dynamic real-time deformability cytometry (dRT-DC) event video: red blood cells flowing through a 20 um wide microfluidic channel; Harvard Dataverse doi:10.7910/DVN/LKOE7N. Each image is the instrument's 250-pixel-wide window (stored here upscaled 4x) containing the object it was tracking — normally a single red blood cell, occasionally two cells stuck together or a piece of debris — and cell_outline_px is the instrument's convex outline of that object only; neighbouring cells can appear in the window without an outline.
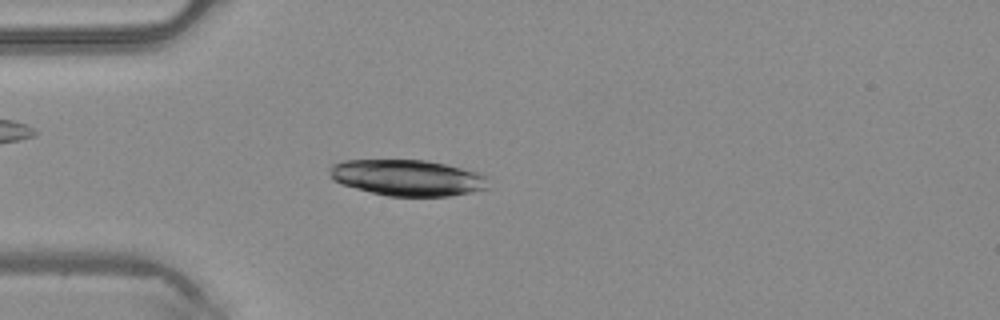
{"species": "common noctule bat (a hibernating species)", "species_latin": "Nyctalus noctula", "temperature_condition": "warm", "stored_images_in_passage": 40, "camera_frame_rate_fps": 3000, "um_per_image_px": 0.085, "animal": {"sex": "male", "body_mass_g": 20.4}, "frame": {"image": 1, "passage_image": 6, "time_ms": 1.667, "image_size_px": [1000, 320], "cell_outline_px": [[488, 188], [472, 192], [448, 196], [388, 196], [356, 188], [332, 180], [328, 168], [332, 164], [344, 160], [428, 160], [476, 172], [484, 176]], "centroid_in_image_um": [34.59, 15.1], "position_along_channel_um": 50.4, "area_um2": 33.06}}
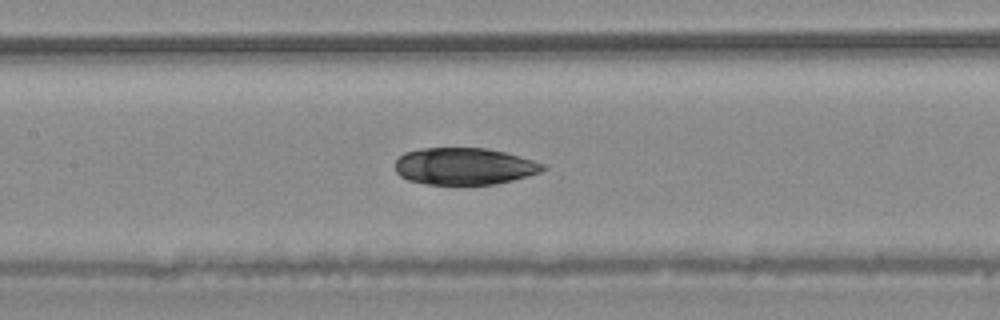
{"frame": {"image": 2, "passage_image": 15, "time_ms": 4.667, "image_size_px": [1000, 320], "cell_outline_px": [[548, 168], [540, 172], [512, 180], [496, 184], [428, 184], [408, 180], [400, 176], [396, 172], [396, 160], [404, 152], [420, 148], [488, 148], [504, 152], [532, 160], [544, 164]], "centroid_in_image_um": [39.45, 14.12], "position_along_channel_um": 168.0, "area_um2": 31.67}}
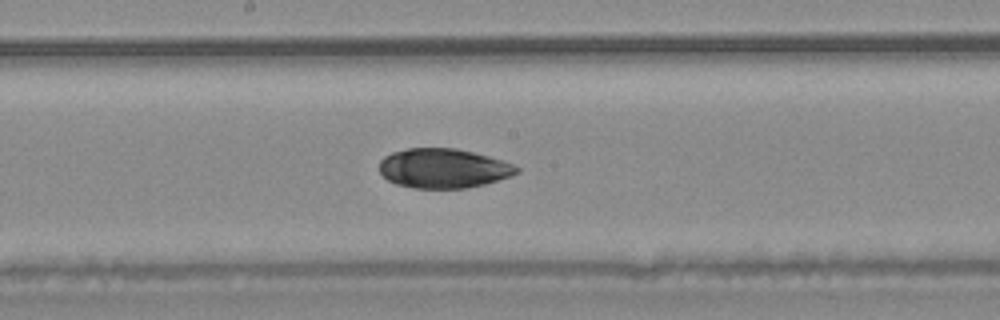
{"frame": {"image": 3, "passage_image": 18, "time_ms": 5.667, "image_size_px": [1000, 320], "cell_outline_px": [[520, 172], [512, 176], [484, 184], [468, 188], [416, 188], [396, 184], [388, 180], [380, 172], [380, 160], [384, 156], [392, 152], [408, 148], [456, 148], [488, 156], [512, 164], [520, 168]], "centroid_in_image_um": [37.69, 14.31], "position_along_channel_um": 210.5, "area_um2": 31.56}}